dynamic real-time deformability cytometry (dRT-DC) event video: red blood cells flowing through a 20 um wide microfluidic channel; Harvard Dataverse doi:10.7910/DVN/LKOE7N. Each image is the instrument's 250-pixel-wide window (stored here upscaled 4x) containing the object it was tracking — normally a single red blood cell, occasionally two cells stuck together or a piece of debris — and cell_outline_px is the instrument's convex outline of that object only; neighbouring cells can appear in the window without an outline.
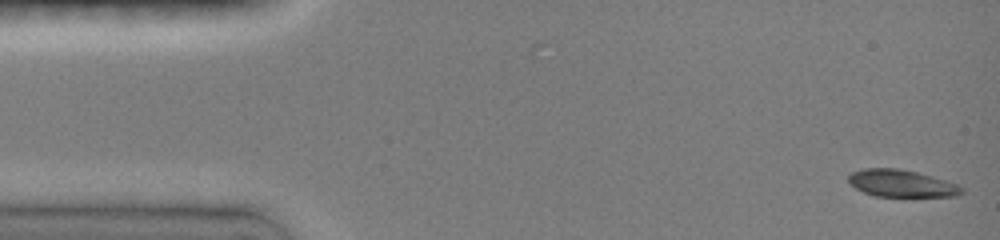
{"species": "common noctule bat (a hibernating species)", "species_latin": "Nyctalus noctula", "temperature_condition": "room temperature", "stored_images_in_passage": 48, "camera_frame_rate_fps": 3000, "um_per_image_px": 0.085, "animal": {"sex": "female", "body_mass_g": 19.0, "forearm_length_mm": 51.5}, "frame": {"image": 1, "passage_image": 1, "time_ms": 0.0, "image_size_px": [1000, 240], "cell_outline_px": [[964, 192], [956, 196], [876, 196], [864, 192], [856, 188], [848, 180], [848, 176], [852, 172], [864, 168], [900, 168], [932, 176], [956, 184], [964, 188]], "centroid_in_image_um": [76.63, 15.58], "position_along_channel_um": 8.4, "area_um2": 17.74}}
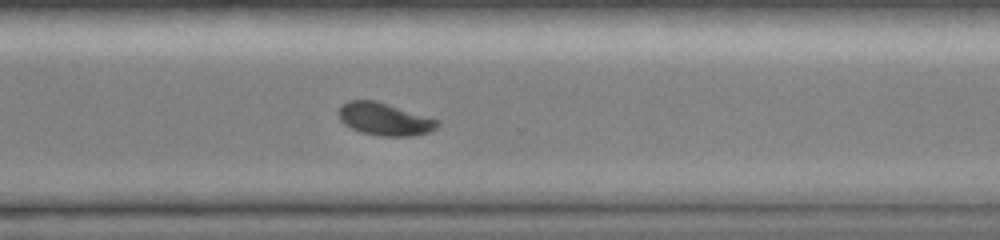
{"frame": {"image": 2, "passage_image": 35, "time_ms": 11.0, "image_size_px": [1000, 240], "cell_outline_px": [[440, 124], [432, 132], [412, 136], [380, 136], [360, 132], [344, 124], [340, 120], [340, 108], [348, 100], [376, 100], [440, 120]], "centroid_in_image_um": [32.74, 10.13], "position_along_channel_um": 337.9, "area_um2": 18.79}}
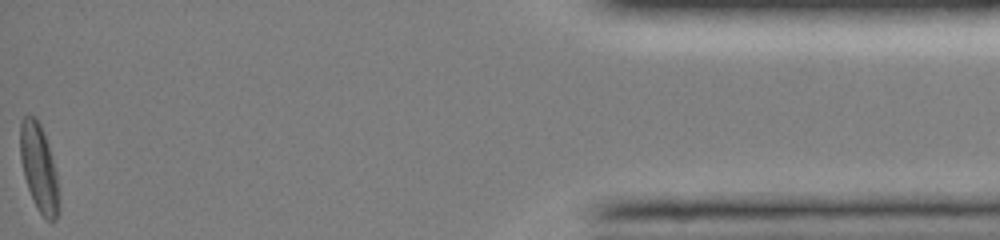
{"frame": {"image": 3, "passage_image": 48, "time_ms": 15.333, "image_size_px": [1000, 240], "cell_outline_px": [[60, 204], [56, 220], [44, 220], [36, 208], [28, 188], [24, 176], [20, 160], [20, 120], [24, 116], [36, 116], [40, 124], [56, 172]], "centroid_in_image_um": [3.3, 14.32], "position_along_channel_um": 431.9, "area_um2": 19.65}, "authors_computed_cell_mechanics": {"area_um2": 19.0451, "velocity_mm_per_s": 4.0521, "shape_relaxation_time_tau1_ms": 3.5117, "shape_relaxation_time_tau2_ms": 6.2925, "deformation_change_tau1": 0.1663, "deformation_change_tau2": 0.0569}}